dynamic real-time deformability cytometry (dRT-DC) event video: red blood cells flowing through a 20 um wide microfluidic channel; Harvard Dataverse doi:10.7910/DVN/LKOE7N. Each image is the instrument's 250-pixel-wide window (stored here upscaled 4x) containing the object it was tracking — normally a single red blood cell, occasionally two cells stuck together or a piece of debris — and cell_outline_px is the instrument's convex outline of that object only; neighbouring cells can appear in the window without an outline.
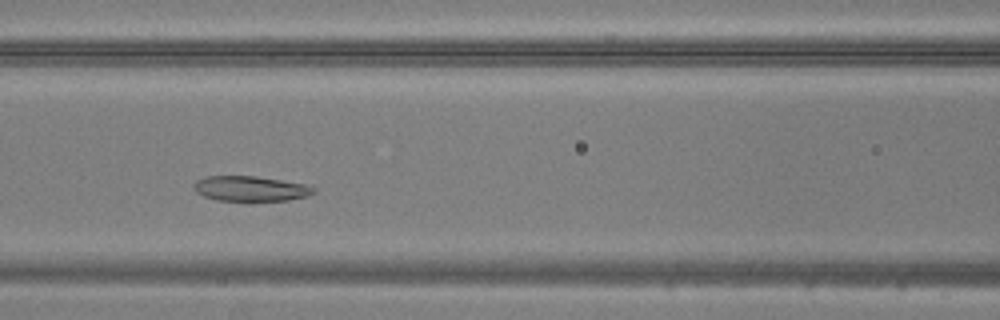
{"species": "common noctule bat (a hibernating species)", "species_latin": "Nyctalus noctula", "temperature_condition": "warm", "stored_images_in_passage": 44, "camera_frame_rate_fps": 3000, "um_per_image_px": 0.085, "animal": {"sex": "male", "body_mass_g": 20.5, "forearm_length_mm": 52.5}, "frame": {"image": 1, "passage_image": 15, "time_ms": 4.667, "image_size_px": [1000, 320], "cell_outline_px": [[316, 192], [308, 196], [288, 200], [216, 200], [204, 196], [196, 192], [192, 184], [196, 180], [204, 176], [256, 176], [304, 184], [316, 188]], "centroid_in_image_um": [21.27, 16.02], "position_along_channel_um": 145.3, "area_um2": 17.46}}
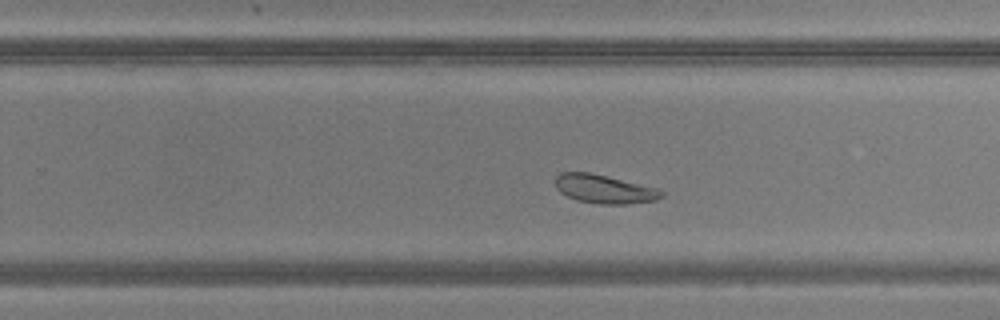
{"frame": {"image": 2, "passage_image": 25, "time_ms": 8.0, "image_size_px": [1000, 320], "cell_outline_px": [[664, 196], [656, 200], [628, 204], [600, 204], [576, 200], [560, 192], [556, 188], [556, 176], [560, 172], [588, 172], [660, 188], [664, 192]], "centroid_in_image_um": [51.4, 16.07], "position_along_channel_um": 278.4, "area_um2": 17.8}}
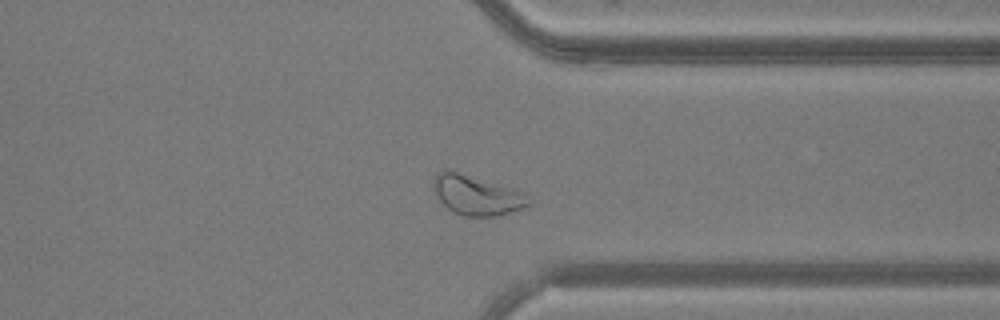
{"frame": {"image": 3, "passage_image": 32, "time_ms": 10.333, "image_size_px": [1000, 320], "cell_outline_px": [[532, 204], [496, 216], [464, 216], [452, 212], [436, 196], [432, 188], [432, 180], [436, 172], [444, 168], [448, 168], [520, 192], [532, 200]], "centroid_in_image_um": [40.41, 16.57], "position_along_channel_um": 371.0, "area_um2": 21.85}}